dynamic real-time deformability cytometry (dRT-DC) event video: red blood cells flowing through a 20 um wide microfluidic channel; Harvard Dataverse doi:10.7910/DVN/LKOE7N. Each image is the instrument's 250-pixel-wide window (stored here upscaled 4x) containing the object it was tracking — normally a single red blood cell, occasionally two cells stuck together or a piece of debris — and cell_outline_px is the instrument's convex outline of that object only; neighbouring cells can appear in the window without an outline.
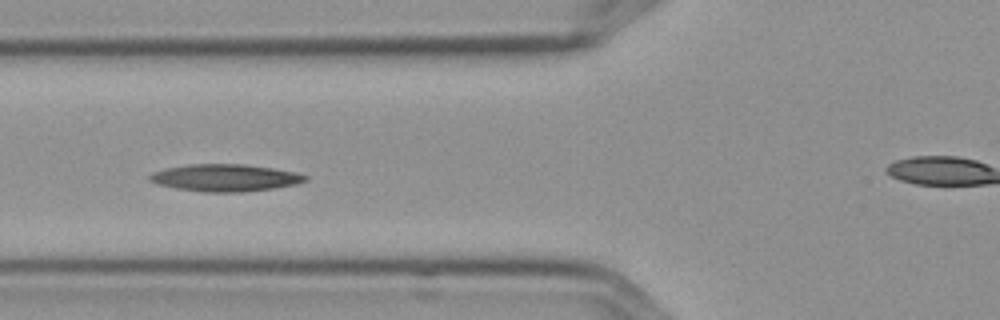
{"species": "Egyptian fruit bat (a non-hibernating species)", "species_latin": "Rousettus aegyptiacus", "temperature_condition": "cold", "stored_images_in_passage": 9, "camera_frame_rate_fps": 3000, "um_per_image_px": 0.085, "frame": {"image": 1, "passage_image": 6, "time_ms": 1.667, "image_size_px": [1000, 320], "cell_outline_px": [[308, 180], [296, 184], [276, 188], [244, 192], [204, 192], [176, 188], [160, 184], [148, 180], [148, 176], [152, 172], [164, 168], [188, 164], [244, 164], [272, 168], [296, 172], [308, 176]], "centroid_in_image_um": [19.14, 15.11], "position_along_channel_um": 106.7, "area_um2": 24.74}}
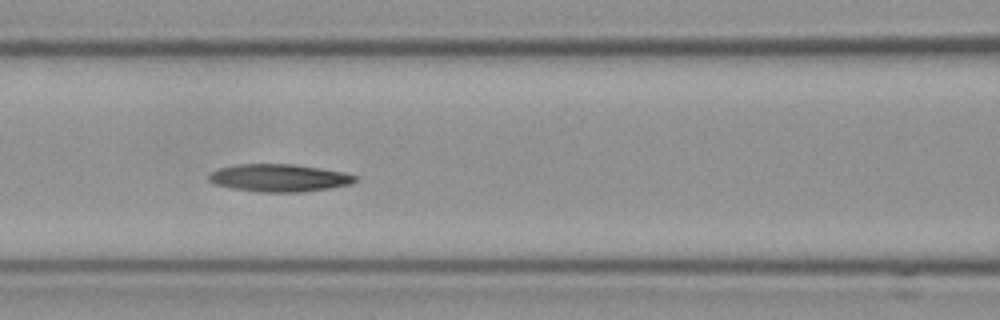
{"frame": {"image": 2, "passage_image": 7, "time_ms": 2.0, "image_size_px": [1000, 320], "cell_outline_px": [[356, 180], [352, 184], [332, 188], [300, 192], [256, 192], [232, 188], [216, 184], [208, 180], [208, 176], [212, 172], [220, 168], [236, 164], [292, 164], [320, 168], [344, 172], [356, 176]], "centroid_in_image_um": [23.74, 15.12], "position_along_channel_um": 142.9, "area_um2": 23.52}}
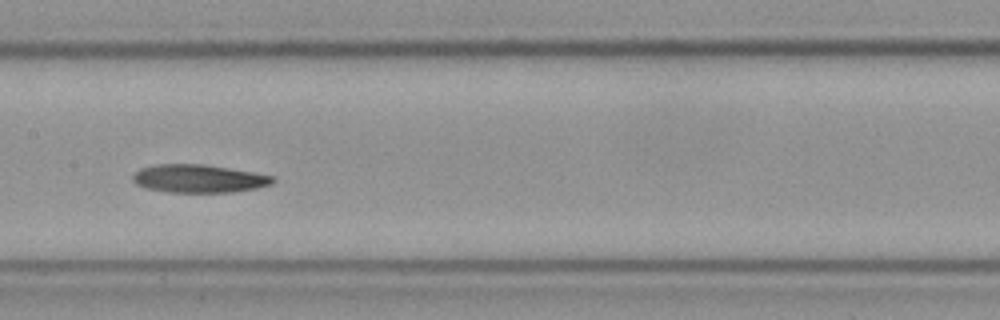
{"frame": {"image": 3, "passage_image": 8, "time_ms": 2.333, "image_size_px": [1000, 320], "cell_outline_px": [[276, 180], [272, 184], [256, 188], [232, 192], [168, 192], [144, 188], [136, 184], [132, 180], [132, 176], [140, 168], [156, 164], [204, 164], [276, 176]], "centroid_in_image_um": [16.89, 15.18], "position_along_channel_um": 190.5, "area_um2": 23.0}}